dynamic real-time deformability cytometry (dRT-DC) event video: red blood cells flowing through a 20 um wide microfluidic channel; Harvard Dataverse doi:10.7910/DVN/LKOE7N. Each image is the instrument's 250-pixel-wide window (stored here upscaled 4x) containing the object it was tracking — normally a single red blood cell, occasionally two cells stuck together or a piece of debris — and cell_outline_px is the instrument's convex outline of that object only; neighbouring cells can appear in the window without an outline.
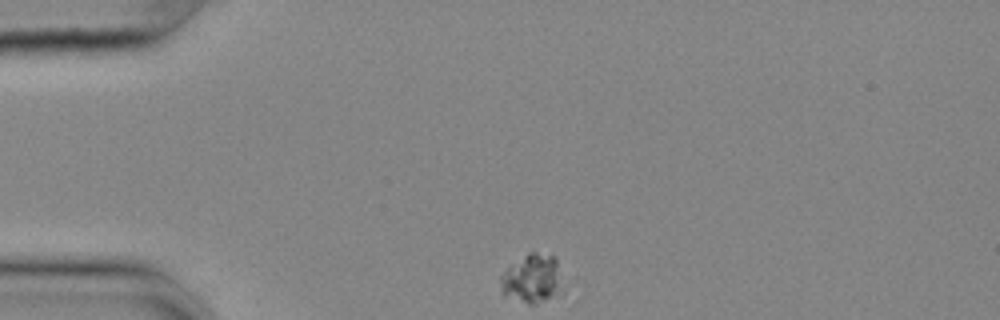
{"species": "common noctule bat (a hibernating species)", "species_latin": "Nyctalus noctula", "temperature_condition": "cold", "stored_images_in_passage": 46, "camera_frame_rate_fps": 3000, "um_per_image_px": 0.085, "animal": {"sex": "female", "body_mass_g": 25.1}, "frame": {"image": 1, "passage_image": 1, "time_ms": 0.0, "image_size_px": [1000, 320], "cell_outline_px": [[556, 284], [552, 292], [544, 300], [532, 304], [528, 304], [504, 296], [500, 280], [500, 276], [508, 268], [528, 252], [536, 252], [556, 256]], "centroid_in_image_um": [45.07, 23.64], "position_along_channel_um": 39.9, "area_um2": 16.18}}
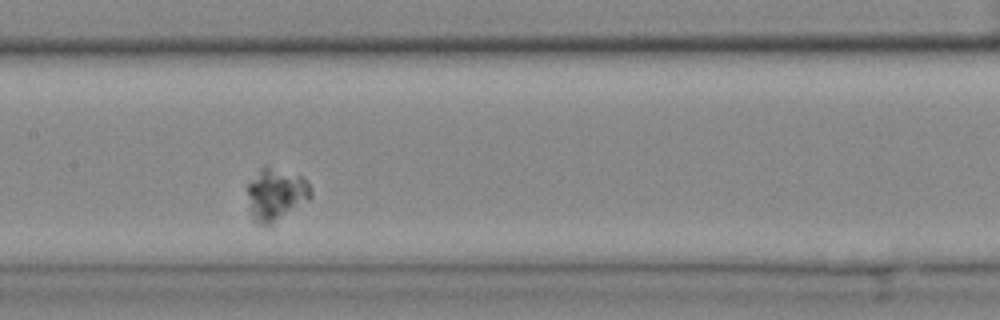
{"frame": {"image": 2, "passage_image": 17, "time_ms": 5.333, "image_size_px": [1000, 320], "cell_outline_px": [[312, 196], [308, 200], [272, 228], [268, 228], [256, 224], [252, 220], [248, 192], [248, 184], [260, 168], [264, 164], [304, 176], [312, 188]], "centroid_in_image_um": [23.48, 16.58], "position_along_channel_um": 183.9, "area_um2": 20.23}}
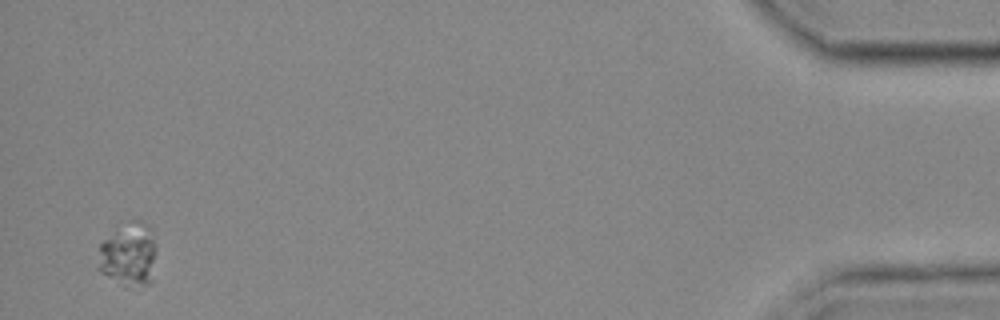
{"frame": {"image": 3, "passage_image": 45, "time_ms": 14.667, "image_size_px": [1000, 320], "cell_outline_px": [[156, 280], [148, 284], [128, 288], [124, 288], [100, 272], [96, 268], [100, 244], [104, 240], [116, 232], [140, 220], [148, 228], [156, 244]], "centroid_in_image_um": [10.97, 21.81], "position_along_channel_um": 424.2, "area_um2": 21.68}}